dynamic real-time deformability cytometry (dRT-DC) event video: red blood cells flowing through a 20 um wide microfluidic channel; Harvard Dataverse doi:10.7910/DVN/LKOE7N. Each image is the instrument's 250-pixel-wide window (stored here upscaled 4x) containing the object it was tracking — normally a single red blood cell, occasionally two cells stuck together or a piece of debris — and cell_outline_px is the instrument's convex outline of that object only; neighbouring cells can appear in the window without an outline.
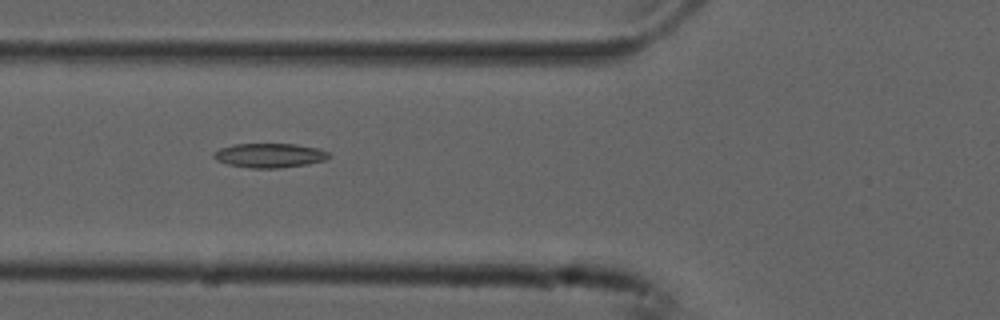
{"species": "common noctule bat (a hibernating species)", "species_latin": "Nyctalus noctula", "temperature_condition": "cold", "stored_images_in_passage": 34, "camera_frame_rate_fps": 3000, "um_per_image_px": 0.085, "animal": {"sex": "male", "forearm_length_mm": 52.5}, "frame": {"image": 1, "passage_image": 4, "time_ms": 1.0, "image_size_px": [1000, 320], "cell_outline_px": [[332, 156], [324, 160], [308, 164], [280, 168], [248, 168], [228, 164], [216, 160], [212, 156], [212, 152], [220, 148], [232, 144], [296, 144], [316, 148], [328, 152]], "centroid_in_image_um": [22.88, 13.21], "position_along_channel_um": 102.9, "area_um2": 16.42}}
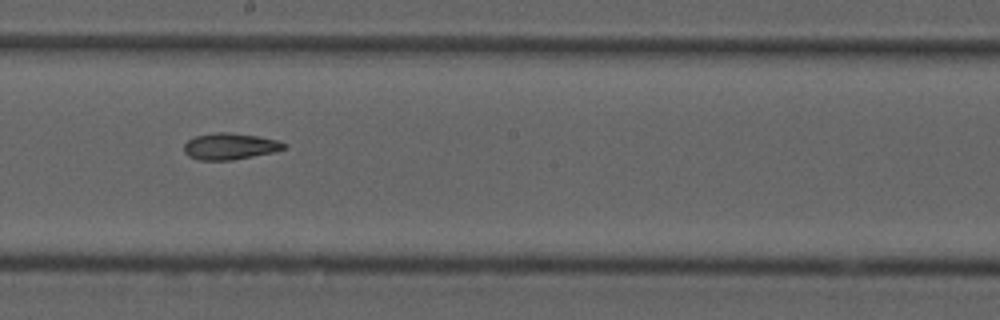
{"frame": {"image": 2, "passage_image": 14, "time_ms": 4.333, "image_size_px": [1000, 320], "cell_outline_px": [[288, 148], [276, 152], [232, 160], [200, 160], [188, 156], [184, 152], [184, 144], [188, 140], [196, 136], [216, 132], [228, 132], [256, 136], [276, 140], [288, 144]], "centroid_in_image_um": [19.58, 12.44], "position_along_channel_um": 228.6, "area_um2": 15.49}}
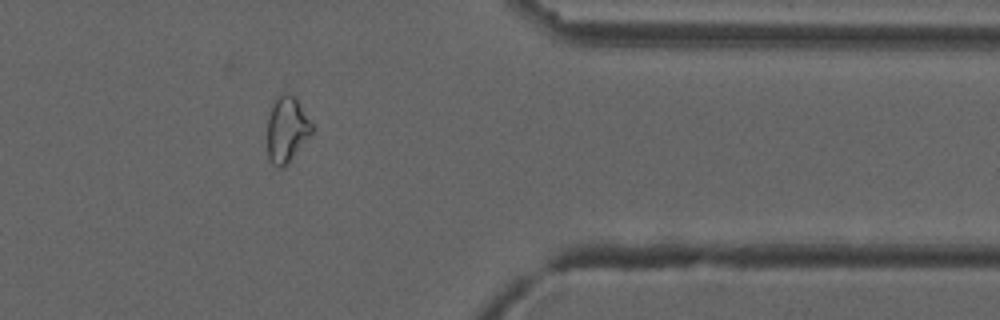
{"frame": {"image": 3, "passage_image": 28, "time_ms": 9.0, "image_size_px": [1000, 320], "cell_outline_px": [[312, 132], [288, 164], [284, 168], [276, 168], [272, 164], [268, 156], [268, 116], [272, 100], [288, 92], [296, 96], [312, 124]], "centroid_in_image_um": [24.36, 11.0], "position_along_channel_um": 387.0, "area_um2": 17.22}, "authors_computed_cell_mechanics": {"area_um2": 15.7216, "velocity_mm_per_s": 3.7648, "shape_relaxation_time_tau1_ms": null, "shape_relaxation_time_tau2_ms": 8.148, "deformation_change_tau1": null, "deformation_change_tau2": 0.1811}}